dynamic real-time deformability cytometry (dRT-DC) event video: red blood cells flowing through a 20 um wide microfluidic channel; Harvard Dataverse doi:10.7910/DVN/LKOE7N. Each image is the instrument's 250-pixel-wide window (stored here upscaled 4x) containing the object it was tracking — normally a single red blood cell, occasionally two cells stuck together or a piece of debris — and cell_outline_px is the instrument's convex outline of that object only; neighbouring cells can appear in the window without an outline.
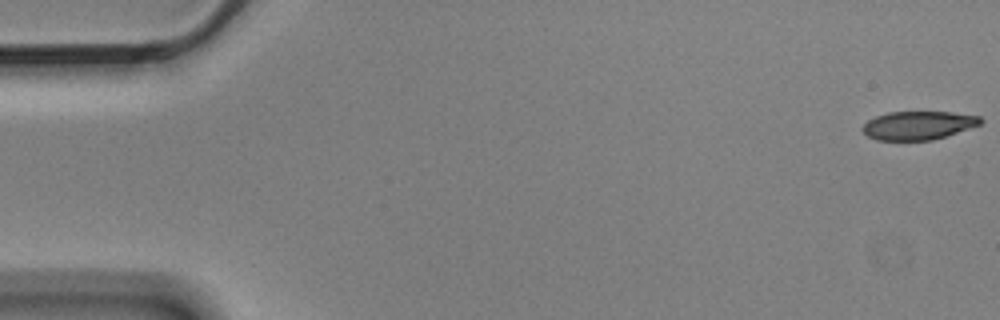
{"species": "Egyptian fruit bat (a non-hibernating species)", "species_latin": "Rousettus aegyptiacus", "temperature_condition": "cold", "stored_images_in_passage": 5, "camera_frame_rate_fps": 3000, "um_per_image_px": 0.085, "animal": {"sex": "male"}, "frame": {"image": 1, "passage_image": 1, "time_ms": 0.0, "image_size_px": [1000, 320], "cell_outline_px": [[984, 120], [980, 124], [932, 140], [876, 140], [868, 136], [860, 128], [868, 120], [876, 116], [888, 112], [952, 112], [980, 116]], "centroid_in_image_um": [78.02, 10.65], "position_along_channel_um": 7.0, "area_um2": 19.42}}
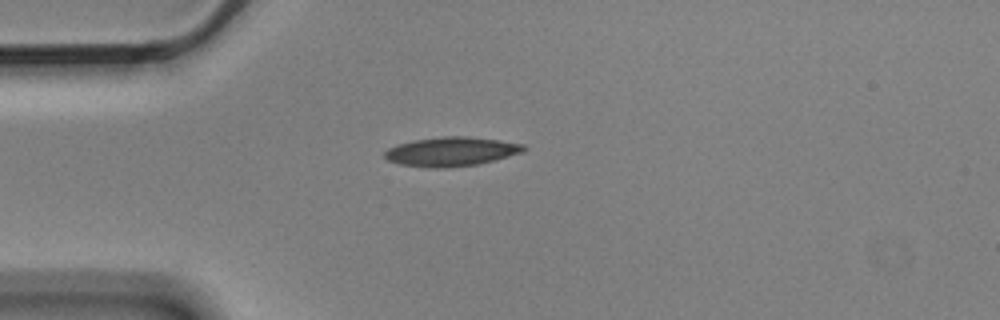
{"frame": {"image": 2, "passage_image": 5, "time_ms": 1.333, "image_size_px": [1000, 320], "cell_outline_px": [[528, 148], [524, 152], [480, 164], [448, 168], [428, 168], [400, 164], [388, 160], [384, 156], [384, 152], [388, 148], [412, 140], [444, 136], [464, 136], [500, 140], [524, 144]], "centroid_in_image_um": [38.39, 12.89], "position_along_channel_um": 46.6, "area_um2": 23.81}}